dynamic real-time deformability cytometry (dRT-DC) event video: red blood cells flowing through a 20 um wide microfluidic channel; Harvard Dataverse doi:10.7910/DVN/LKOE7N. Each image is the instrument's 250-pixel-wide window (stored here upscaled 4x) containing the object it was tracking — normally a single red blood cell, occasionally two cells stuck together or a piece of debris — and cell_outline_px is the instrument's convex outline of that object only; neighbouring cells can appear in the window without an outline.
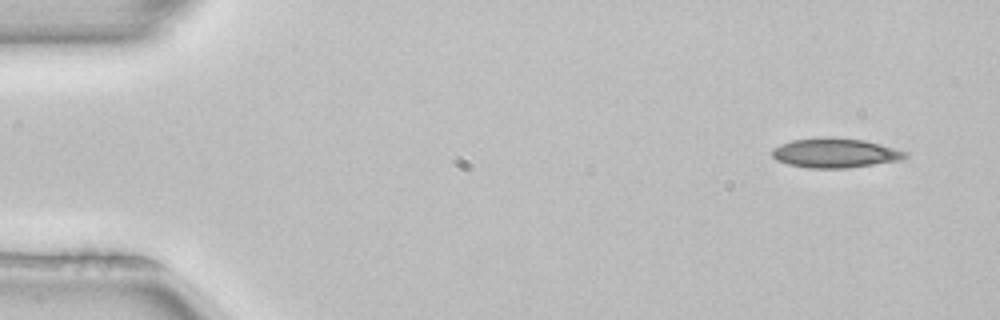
{"species": "common noctule bat (a hibernating species)", "species_latin": "Nyctalus noctula", "temperature_condition": "room temperature", "stored_images_in_passage": 3, "camera_frame_rate_fps": 3000, "um_per_image_px": 0.085, "animal": {"sex": "female", "body_mass_g": 22.7, "forearm_length_mm": 54.2}, "frame": {"image": 1, "passage_image": 1, "time_ms": 0.0, "image_size_px": [1000, 320], "cell_outline_px": [[908, 156], [900, 160], [848, 168], [808, 168], [788, 164], [776, 160], [772, 156], [772, 148], [780, 144], [792, 140], [864, 140], [896, 148], [908, 152]], "centroid_in_image_um": [71.0, 13.05], "position_along_channel_um": 14.0, "area_um2": 22.02}}